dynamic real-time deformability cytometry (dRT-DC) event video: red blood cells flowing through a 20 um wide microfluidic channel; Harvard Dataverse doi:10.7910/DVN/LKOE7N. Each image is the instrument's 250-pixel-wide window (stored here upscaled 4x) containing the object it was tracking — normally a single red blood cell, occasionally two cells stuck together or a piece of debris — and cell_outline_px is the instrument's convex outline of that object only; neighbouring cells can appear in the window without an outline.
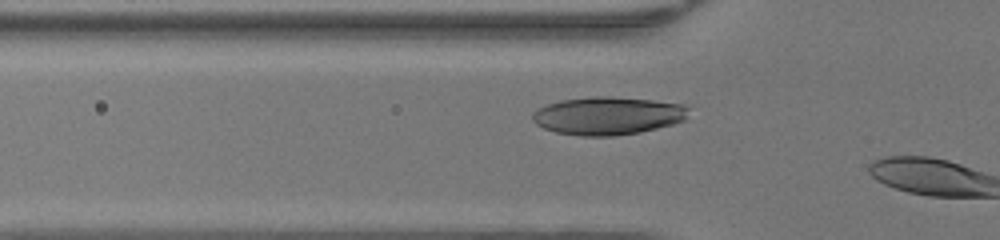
{"species": "human", "species_latin": "Homo sapiens", "temperature_condition": "warm", "stored_images_in_passage": 8, "camera_frame_rate_fps": 3000, "um_per_image_px": 0.085, "donor": {"sex": "female"}, "frame": {"image": 1, "passage_image": 7, "time_ms": 2.0, "image_size_px": [1000, 240], "cell_outline_px": [[676, 120], [664, 124], [632, 132], [564, 132], [552, 128], [556, 104], [572, 100], [640, 100], [668, 104]], "centroid_in_image_um": [51.87, 9.84], "position_along_channel_um": 73.9, "area_um2": 24.91}}